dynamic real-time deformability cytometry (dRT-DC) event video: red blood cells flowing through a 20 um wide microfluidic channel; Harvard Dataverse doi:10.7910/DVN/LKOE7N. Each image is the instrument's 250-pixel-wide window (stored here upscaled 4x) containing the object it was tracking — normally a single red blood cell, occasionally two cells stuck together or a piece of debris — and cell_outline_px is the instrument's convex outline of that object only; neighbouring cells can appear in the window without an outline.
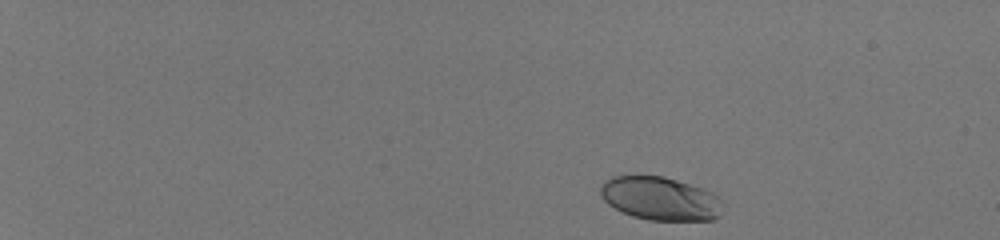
{"species": "human", "species_latin": "Homo sapiens", "temperature_condition": "room temperature", "stored_images_in_passage": 45, "camera_frame_rate_fps": 3000, "um_per_image_px": 0.085, "donor": {"sex": "male"}, "frame": {"image": 1, "passage_image": 1, "time_ms": 0.0, "image_size_px": [1000, 240], "cell_outline_px": [[720, 216], [712, 220], [648, 220], [632, 216], [608, 204], [604, 200], [600, 192], [600, 184], [604, 180], [612, 176], [664, 176], [692, 184], [712, 192], [720, 200]], "centroid_in_image_um": [56.1, 16.87], "position_along_channel_um": 28.9, "area_um2": 30.87}}
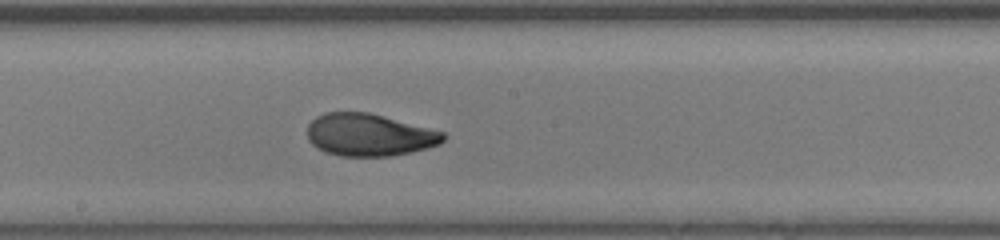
{"frame": {"image": 2, "passage_image": 26, "time_ms": 8.333, "image_size_px": [1000, 240], "cell_outline_px": [[448, 136], [440, 144], [412, 152], [388, 156], [340, 156], [324, 152], [316, 148], [308, 140], [308, 124], [316, 116], [324, 112], [368, 112], [444, 132]], "centroid_in_image_um": [31.36, 11.47], "position_along_channel_um": 216.8, "area_um2": 33.64}}
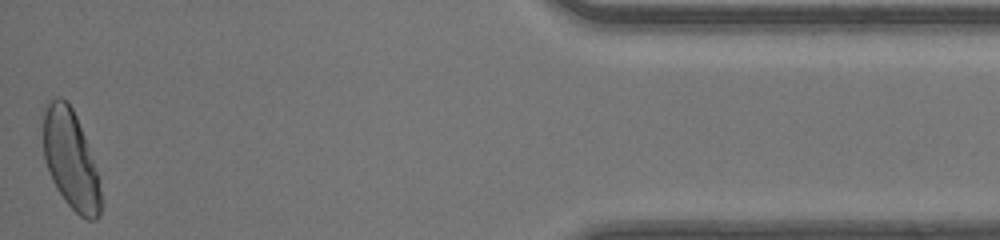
{"frame": {"image": 3, "passage_image": 45, "time_ms": 14.667, "image_size_px": [1000, 240], "cell_outline_px": [[100, 216], [96, 220], [88, 220], [80, 216], [64, 200], [56, 188], [52, 180], [44, 156], [44, 112], [48, 104], [52, 100], [60, 96], [72, 108], [76, 116], [84, 136], [96, 172], [100, 192]], "centroid_in_image_um": [6.0, 13.61], "position_along_channel_um": 429.2, "area_um2": 32.19}, "authors_computed_cell_mechanics": {"area_um2": 33.2928, "velocity_mm_per_s": 4.1696, "shape_relaxation_time_tau1_ms": 4.4732, "shape_relaxation_time_tau2_ms": 0.8064, "deformation_change_tau1": 0.1826, "deformation_change_tau2": 0.0496}}